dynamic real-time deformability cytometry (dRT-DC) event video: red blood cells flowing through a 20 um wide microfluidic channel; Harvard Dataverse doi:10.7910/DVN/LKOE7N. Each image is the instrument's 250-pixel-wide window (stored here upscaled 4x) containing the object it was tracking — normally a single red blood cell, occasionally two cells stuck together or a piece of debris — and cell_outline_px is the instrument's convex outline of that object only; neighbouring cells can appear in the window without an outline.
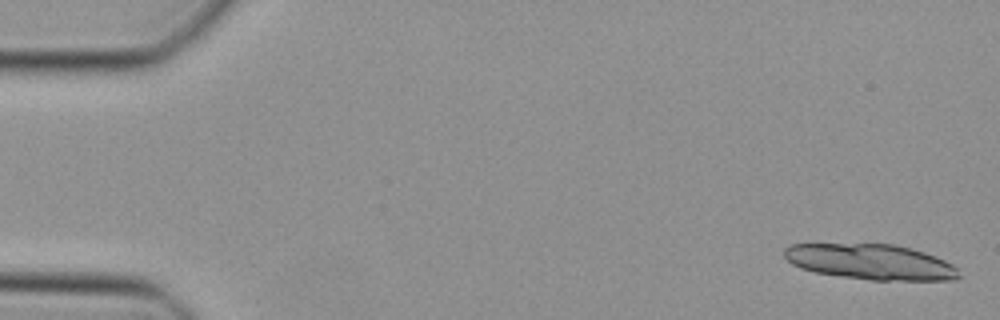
{"species": "Egyptian fruit bat (a non-hibernating species)", "species_latin": "Rousettus aegyptiacus", "temperature_condition": "cold", "stored_images_in_passage": 29, "camera_frame_rate_fps": 3000, "um_per_image_px": 0.085, "animal": {"sex": "female"}, "frame": {"image": 1, "passage_image": 1, "time_ms": 0.0, "image_size_px": [1000, 320], "cell_outline_px": [[960, 276], [956, 280], [872, 280], [840, 276], [816, 272], [800, 268], [792, 264], [784, 256], [784, 248], [788, 244], [896, 244], [912, 248], [936, 256], [952, 264], [956, 268]], "centroid_in_image_um": [74.01, 22.25], "position_along_channel_um": 11.0, "area_um2": 36.13}}
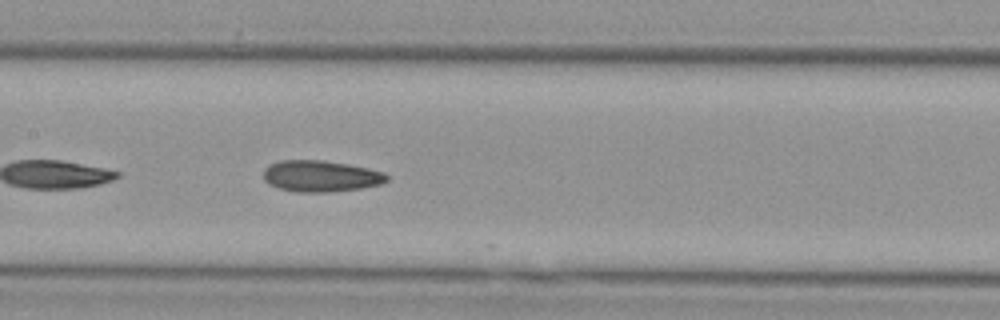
{"frame": {"image": 2, "passage_image": 23, "time_ms": 7.333, "image_size_px": [1000, 320], "cell_outline_px": [[388, 180], [380, 184], [360, 188], [328, 192], [300, 192], [280, 188], [268, 184], [264, 180], [264, 168], [268, 164], [280, 160], [324, 160], [348, 164], [368, 168], [384, 172], [388, 176]], "centroid_in_image_um": [27.24, 14.96], "position_along_channel_um": 180.2, "area_um2": 22.54}}
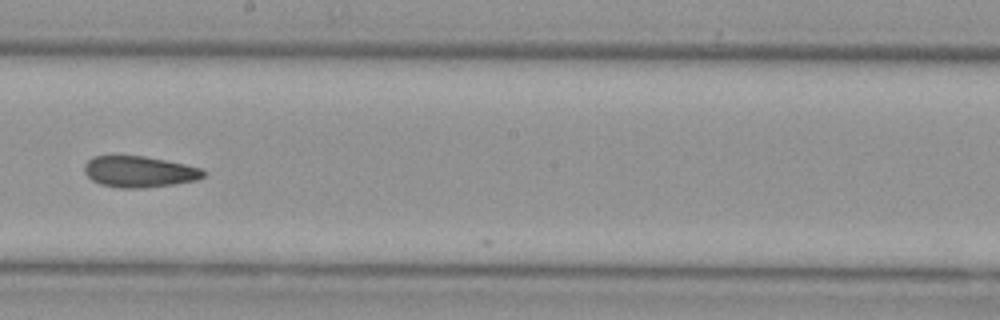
{"frame": {"image": 3, "passage_image": 27, "time_ms": 8.667, "image_size_px": [1000, 320], "cell_outline_px": [[204, 176], [196, 180], [176, 184], [144, 188], [120, 188], [100, 184], [92, 180], [84, 172], [84, 164], [92, 156], [144, 156], [184, 164], [200, 168], [204, 172]], "centroid_in_image_um": [11.81, 14.6], "position_along_channel_um": 236.4, "area_um2": 21.56}}